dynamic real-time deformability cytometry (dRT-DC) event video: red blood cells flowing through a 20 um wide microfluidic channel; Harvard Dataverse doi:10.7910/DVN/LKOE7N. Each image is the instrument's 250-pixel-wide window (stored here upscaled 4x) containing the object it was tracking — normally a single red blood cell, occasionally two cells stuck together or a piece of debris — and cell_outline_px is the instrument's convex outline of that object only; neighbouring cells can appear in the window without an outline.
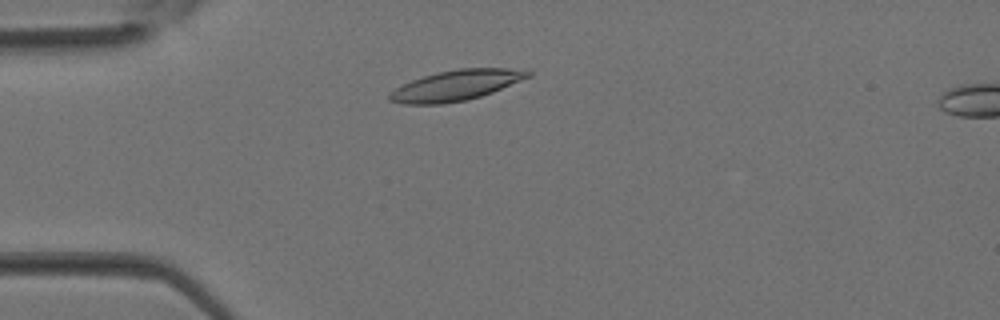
{"species": "Egyptian fruit bat (a non-hibernating species)", "species_latin": "Rousettus aegyptiacus", "temperature_condition": "room temperature", "stored_images_in_passage": 33, "camera_frame_rate_fps": 3000, "um_per_image_px": 0.085, "animal": {"sex": "female"}, "frame": {"image": 1, "passage_image": 6, "time_ms": 1.667, "image_size_px": [1000, 320], "cell_outline_px": [[532, 76], [492, 92], [480, 96], [464, 100], [440, 104], [404, 104], [388, 100], [388, 92], [412, 80], [424, 76], [440, 72], [460, 68], [508, 68], [532, 72]], "centroid_in_image_um": [38.75, 7.26], "position_along_channel_um": 46.3, "area_um2": 24.22}}
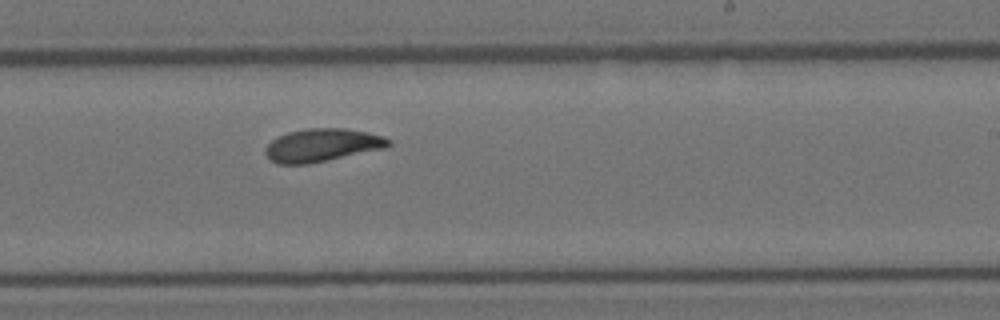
{"frame": {"image": 2, "passage_image": 19, "time_ms": 6.0, "image_size_px": [1000, 320], "cell_outline_px": [[392, 144], [384, 148], [328, 160], [308, 164], [276, 164], [264, 152], [264, 148], [272, 140], [288, 132], [308, 128], [344, 128], [368, 132], [392, 140]], "centroid_in_image_um": [27.37, 12.34], "position_along_channel_um": 261.6, "area_um2": 23.52}}
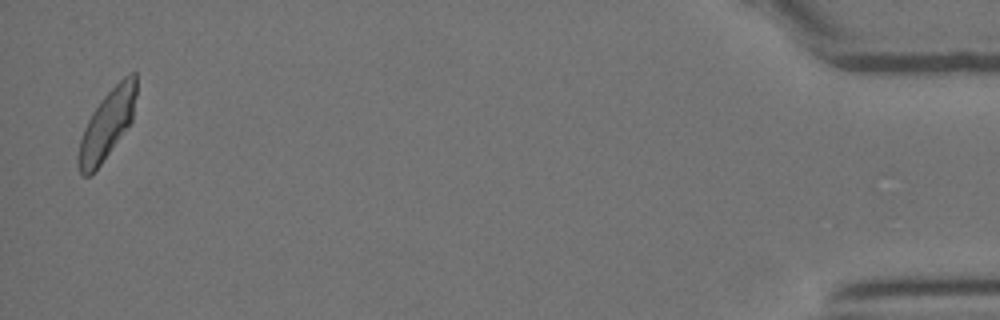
{"frame": {"image": 3, "passage_image": 33, "time_ms": 10.667, "image_size_px": [1000, 320], "cell_outline_px": [[136, 96], [132, 120], [100, 164], [88, 176], [80, 176], [76, 160], [80, 140], [84, 128], [92, 112], [104, 96], [124, 76], [132, 72], [136, 72]], "centroid_in_image_um": [9.08, 10.58], "position_along_channel_um": 426.1, "area_um2": 22.77}}